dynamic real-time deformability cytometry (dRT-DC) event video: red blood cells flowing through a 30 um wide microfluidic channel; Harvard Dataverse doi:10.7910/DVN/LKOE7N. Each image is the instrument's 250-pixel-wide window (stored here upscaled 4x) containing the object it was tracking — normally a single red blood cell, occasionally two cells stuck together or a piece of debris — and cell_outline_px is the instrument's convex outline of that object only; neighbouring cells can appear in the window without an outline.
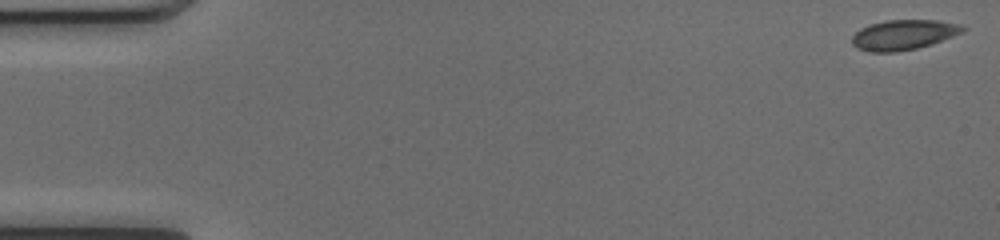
{"species": "common noctule bat (a hibernating species)", "species_latin": "Nyctalus noctula", "temperature_condition": "cold", "stored_images_in_passage": 51, "camera_frame_rate_fps": 3000, "um_per_image_px": 0.085, "animal": {"sex": "female", "body_mass_g": 17.0, "forearm_length_mm": 48.0}, "frame": {"image": 1, "passage_image": 1, "time_ms": 0.0, "image_size_px": [1000, 240], "cell_outline_px": [[968, 28], [964, 32], [932, 44], [916, 48], [896, 52], [868, 52], [856, 48], [852, 44], [852, 36], [860, 28], [868, 24], [888, 20], [940, 20], [964, 24]], "centroid_in_image_um": [76.84, 2.95], "position_along_channel_um": 8.2, "area_um2": 19.77}}
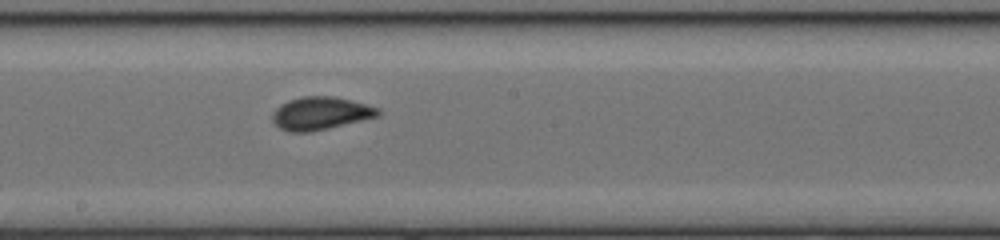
{"frame": {"image": 2, "passage_image": 28, "time_ms": 9.0, "image_size_px": [1000, 240], "cell_outline_px": [[380, 112], [376, 116], [328, 128], [308, 132], [288, 132], [280, 128], [272, 120], [272, 112], [280, 104], [288, 100], [304, 96], [332, 96], [380, 108]], "centroid_in_image_um": [27.17, 9.63], "position_along_channel_um": 221.0, "area_um2": 19.88}}
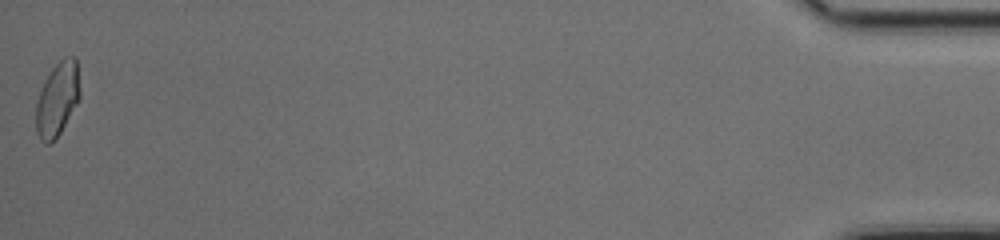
{"frame": {"image": 3, "passage_image": 51, "time_ms": 16.667, "image_size_px": [1000, 240], "cell_outline_px": [[80, 96], [76, 104], [60, 132], [48, 144], [44, 144], [40, 140], [36, 132], [36, 104], [44, 80], [52, 68], [64, 56], [76, 56], [80, 92]], "centroid_in_image_um": [4.87, 8.39], "position_along_channel_um": 430.3, "area_um2": 18.73}, "authors_computed_cell_mechanics": {"area_um2": 19.1896, "velocity_mm_per_s": 4.0512, "shape_relaxation_time_tau1_ms": 10.2324, "shape_relaxation_time_tau2_ms": null, "deformation_change_tau1": 0.1821, "deformation_change_tau2": null}}